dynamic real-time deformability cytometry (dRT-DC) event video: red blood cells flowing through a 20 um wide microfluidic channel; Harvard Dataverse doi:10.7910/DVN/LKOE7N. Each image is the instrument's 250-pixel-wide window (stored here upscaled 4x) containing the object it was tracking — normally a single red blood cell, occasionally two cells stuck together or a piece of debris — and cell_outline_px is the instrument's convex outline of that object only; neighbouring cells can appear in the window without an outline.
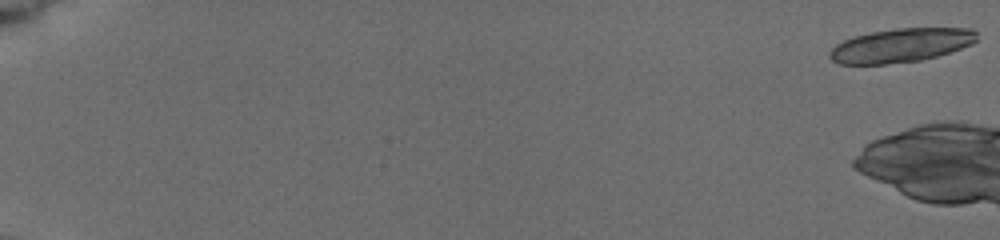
{"species": "common noctule bat (a hibernating species)", "species_latin": "Nyctalus noctula", "temperature_condition": "cold", "stored_images_in_passage": 5, "camera_frame_rate_fps": 3000, "um_per_image_px": 0.085, "animal": {"sex": "female", "body_mass_g": 19.5, "forearm_length_mm": 54.1}, "frame": {"image": 1, "passage_image": 1, "time_ms": 0.0, "image_size_px": [1000, 240], "cell_outline_px": [[976, 40], [972, 44], [936, 56], [920, 60], [884, 64], [836, 64], [828, 56], [828, 52], [836, 44], [852, 36], [872, 32], [896, 28], [972, 28], [976, 32]], "centroid_in_image_um": [76.53, 3.85], "position_along_channel_um": 8.5, "area_um2": 28.96}}